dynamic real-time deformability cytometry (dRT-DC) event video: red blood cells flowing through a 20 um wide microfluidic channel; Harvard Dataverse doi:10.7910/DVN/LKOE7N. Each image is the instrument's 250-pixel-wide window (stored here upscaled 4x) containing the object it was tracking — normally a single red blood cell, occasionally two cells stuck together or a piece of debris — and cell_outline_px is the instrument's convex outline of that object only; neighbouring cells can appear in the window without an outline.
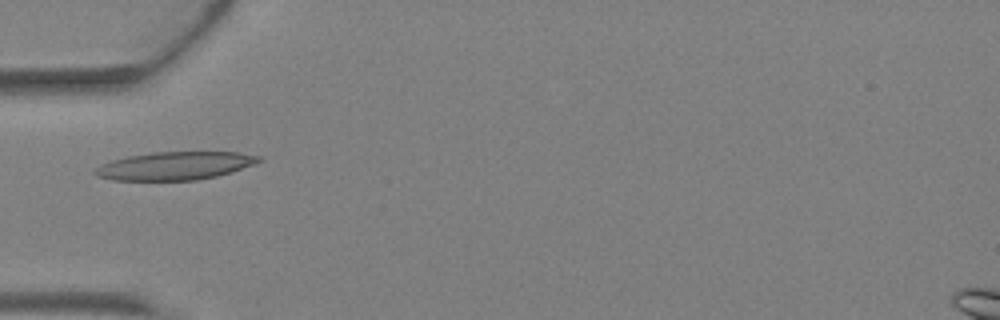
{"species": "Egyptian fruit bat (a non-hibernating species)", "species_latin": "Rousettus aegyptiacus", "temperature_condition": "warm", "stored_images_in_passage": 5, "camera_frame_rate_fps": 3000, "um_per_image_px": 0.085, "animal": {"sex": "female"}, "frame": {"image": 1, "passage_image": 4, "time_ms": 1.0, "image_size_px": [1000, 320], "cell_outline_px": [[264, 160], [256, 164], [232, 172], [216, 176], [196, 180], [112, 180], [96, 176], [92, 172], [100, 164], [112, 160], [128, 156], [152, 152], [236, 152], [260, 156]], "centroid_in_image_um": [14.88, 14.09], "position_along_channel_um": 70.1, "area_um2": 26.93}}
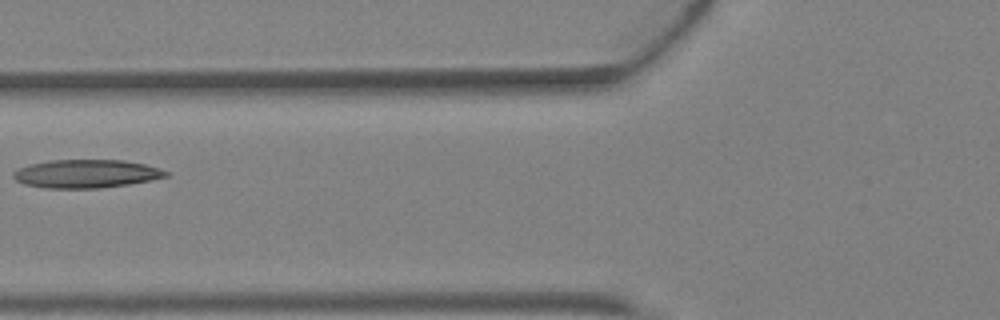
{"frame": {"image": 2, "passage_image": 5, "time_ms": 1.333, "image_size_px": [1000, 320], "cell_outline_px": [[168, 176], [128, 184], [100, 188], [44, 188], [24, 184], [16, 180], [12, 176], [12, 172], [28, 164], [48, 160], [124, 160], [144, 164], [160, 168], [168, 172]], "centroid_in_image_um": [7.28, 14.76], "position_along_channel_um": 118.5, "area_um2": 25.14}}